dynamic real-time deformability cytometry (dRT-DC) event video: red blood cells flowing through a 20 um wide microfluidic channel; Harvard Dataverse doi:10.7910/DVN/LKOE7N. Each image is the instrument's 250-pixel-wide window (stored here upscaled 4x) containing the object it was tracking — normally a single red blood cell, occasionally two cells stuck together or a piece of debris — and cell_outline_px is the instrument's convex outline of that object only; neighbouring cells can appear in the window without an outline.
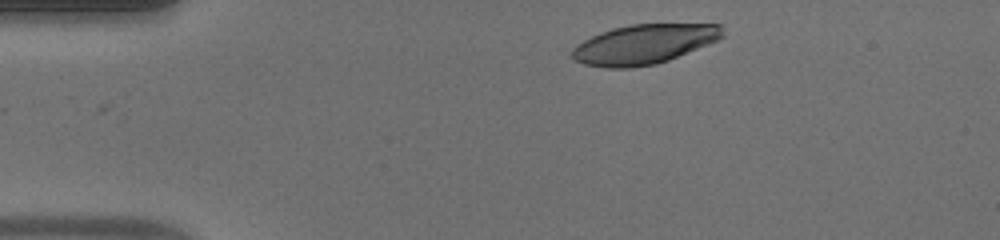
{"species": "human", "species_latin": "Homo sapiens", "temperature_condition": "warm", "stored_images_in_passage": 34, "camera_frame_rate_fps": 3000, "um_per_image_px": 0.085, "donor": {"sex": "male"}, "frame": {"image": 1, "passage_image": 1, "time_ms": 0.0, "image_size_px": [1000, 240], "cell_outline_px": [[724, 36], [716, 40], [668, 60], [656, 64], [632, 68], [604, 68], [584, 64], [572, 60], [568, 56], [572, 48], [576, 44], [600, 32], [612, 28], [628, 24], [720, 24]], "centroid_in_image_um": [54.64, 3.77], "position_along_channel_um": 30.4, "area_um2": 34.85}}
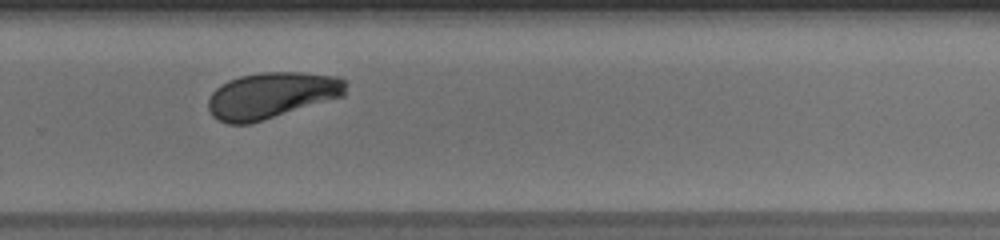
{"frame": {"image": 2, "passage_image": 25, "time_ms": 8.0, "image_size_px": [1000, 240], "cell_outline_px": [[348, 84], [344, 96], [248, 124], [228, 124], [212, 116], [208, 108], [208, 100], [212, 92], [220, 84], [228, 80], [240, 76], [260, 72], [304, 72], [336, 76], [344, 80]], "centroid_in_image_um": [23.08, 8.09], "position_along_channel_um": 306.7, "area_um2": 36.99}}
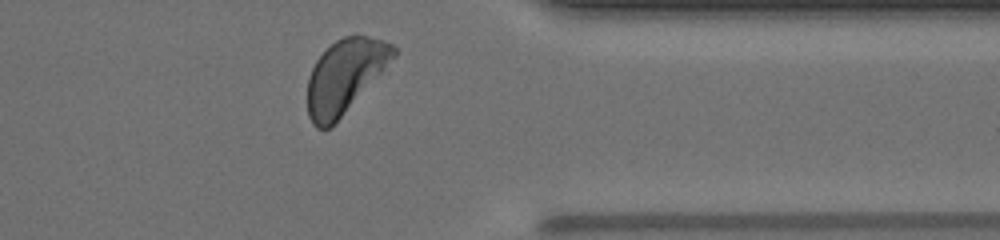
{"frame": {"image": 3, "passage_image": 31, "time_ms": 10.0, "image_size_px": [1000, 240], "cell_outline_px": [[400, 48], [396, 56], [340, 116], [328, 128], [316, 128], [312, 124], [308, 116], [308, 76], [316, 60], [336, 40], [344, 36], [368, 36], [392, 44]], "centroid_in_image_um": [29.31, 6.44], "position_along_channel_um": 382.1, "area_um2": 35.89}, "authors_computed_cell_mechanics": {"area_um2": 36.8764, "velocity_mm_per_s": 4.2087, "shape_relaxation_time_tau1_ms": 2.3037, "shape_relaxation_time_tau2_ms": null, "deformation_change_tau1": 0.1303, "deformation_change_tau2": null}}